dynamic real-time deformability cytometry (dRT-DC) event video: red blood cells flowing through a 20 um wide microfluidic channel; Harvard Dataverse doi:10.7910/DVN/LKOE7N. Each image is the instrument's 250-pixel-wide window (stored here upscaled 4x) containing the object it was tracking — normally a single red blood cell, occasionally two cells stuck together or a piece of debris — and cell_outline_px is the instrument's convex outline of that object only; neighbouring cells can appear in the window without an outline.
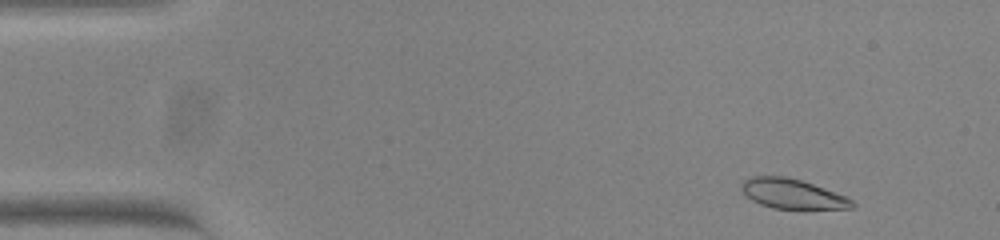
{"species": "common noctule bat (a hibernating species)", "species_latin": "Nyctalus noctula", "temperature_condition": "warm", "stored_images_in_passage": 51, "camera_frame_rate_fps": 3000, "um_per_image_px": 0.085, "animal": {"sex": "female", "body_mass_g": 23.0, "forearm_length_mm": 53.4}, "frame": {"image": 1, "passage_image": 3, "time_ms": 0.667, "image_size_px": [1000, 240], "cell_outline_px": [[856, 204], [852, 208], [772, 208], [760, 204], [752, 200], [740, 188], [744, 180], [752, 176], [784, 176], [800, 180], [824, 188], [844, 196], [852, 200]], "centroid_in_image_um": [67.32, 16.47], "position_along_channel_um": 17.7, "area_um2": 18.73}}
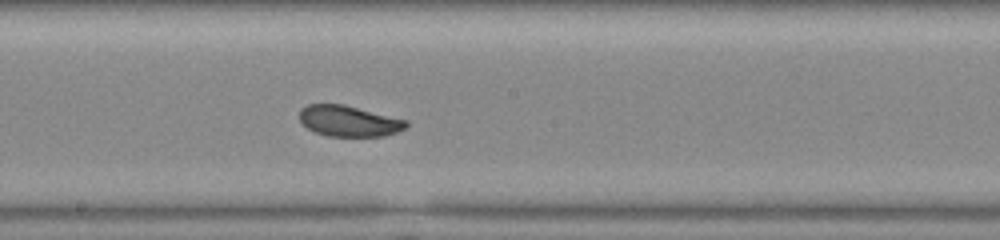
{"frame": {"image": 2, "passage_image": 27, "time_ms": 8.667, "image_size_px": [1000, 240], "cell_outline_px": [[408, 124], [404, 128], [396, 132], [384, 136], [328, 136], [316, 132], [308, 128], [300, 120], [300, 108], [308, 104], [344, 104], [408, 120]], "centroid_in_image_um": [29.66, 10.28], "position_along_channel_um": 218.5, "area_um2": 19.13}}
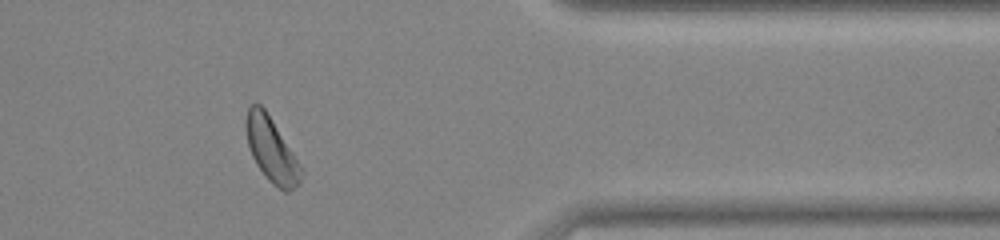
{"frame": {"image": 3, "passage_image": 42, "time_ms": 13.667, "image_size_px": [1000, 240], "cell_outline_px": [[304, 172], [300, 184], [288, 192], [284, 192], [272, 184], [268, 180], [256, 164], [252, 156], [248, 144], [244, 124], [244, 120], [248, 108], [252, 104], [260, 104], [264, 108], [272, 120], [300, 164]], "centroid_in_image_um": [23.07, 12.77], "position_along_channel_um": 388.3, "area_um2": 20.69}, "authors_computed_cell_mechanics": {"area_um2": 20.1722, "velocity_mm_per_s": 3.8018, "shape_relaxation_time_tau1_ms": 3.6022, "shape_relaxation_time_tau2_ms": null, "deformation_change_tau1": 0.1239, "deformation_change_tau2": null}}